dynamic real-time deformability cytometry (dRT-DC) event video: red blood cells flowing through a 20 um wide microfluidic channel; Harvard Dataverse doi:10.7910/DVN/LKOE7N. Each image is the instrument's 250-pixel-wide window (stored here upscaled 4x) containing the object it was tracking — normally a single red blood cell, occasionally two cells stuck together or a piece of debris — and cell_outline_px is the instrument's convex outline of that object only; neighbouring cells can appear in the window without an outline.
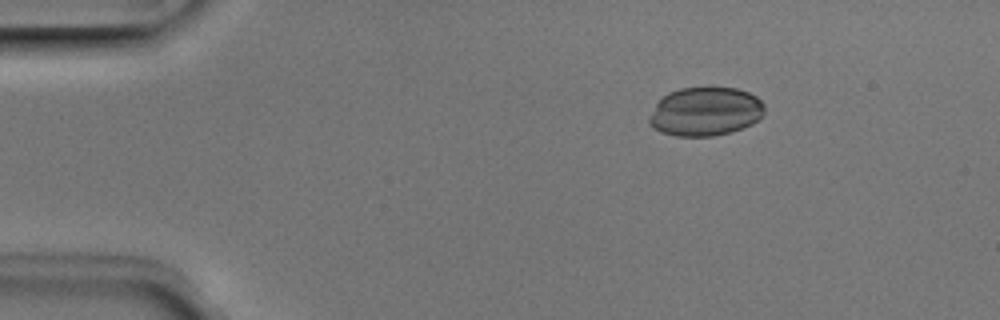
{"species": "Egyptian fruit bat (a non-hibernating species)", "species_latin": "Rousettus aegyptiacus", "temperature_condition": "room temperature", "stored_images_in_passage": 3, "camera_frame_rate_fps": 3000, "um_per_image_px": 0.085, "animal": {"sex": "male"}, "frame": {"image": 1, "passage_image": 1, "time_ms": 0.0, "image_size_px": [1000, 320], "cell_outline_px": [[764, 112], [752, 124], [732, 132], [712, 136], [676, 136], [660, 132], [652, 128], [648, 124], [648, 116], [656, 104], [668, 92], [680, 88], [736, 88], [748, 92], [756, 96], [764, 104]], "centroid_in_image_um": [59.92, 9.49], "position_along_channel_um": 25.1, "area_um2": 32.83}}